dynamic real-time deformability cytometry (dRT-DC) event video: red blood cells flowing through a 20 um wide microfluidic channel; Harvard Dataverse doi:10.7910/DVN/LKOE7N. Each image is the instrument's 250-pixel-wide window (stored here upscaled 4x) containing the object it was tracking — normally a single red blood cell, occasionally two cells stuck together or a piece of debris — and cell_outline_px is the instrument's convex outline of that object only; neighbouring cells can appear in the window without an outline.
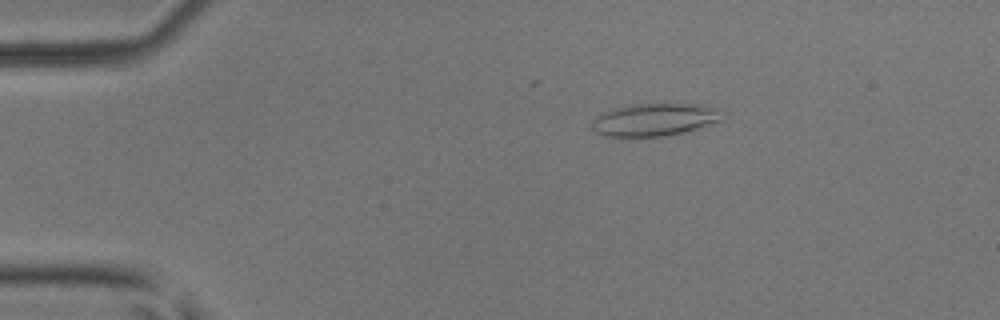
{"species": "common noctule bat (a hibernating species)", "species_latin": "Nyctalus noctula", "temperature_condition": "room temperature", "stored_images_in_passage": 45, "camera_frame_rate_fps": 3000, "um_per_image_px": 0.085, "animal": {"sex": "male", "body_mass_g": 17.9, "forearm_length_mm": 54.2}, "frame": {"image": 1, "passage_image": 8, "time_ms": 2.333, "image_size_px": [1000, 320], "cell_outline_px": [[724, 120], [684, 132], [668, 136], [604, 136], [596, 132], [592, 128], [592, 120], [596, 116], [612, 108], [632, 104], [692, 104], [720, 108]], "centroid_in_image_um": [55.65, 10.17], "position_along_channel_um": 29.4, "area_um2": 24.8}}
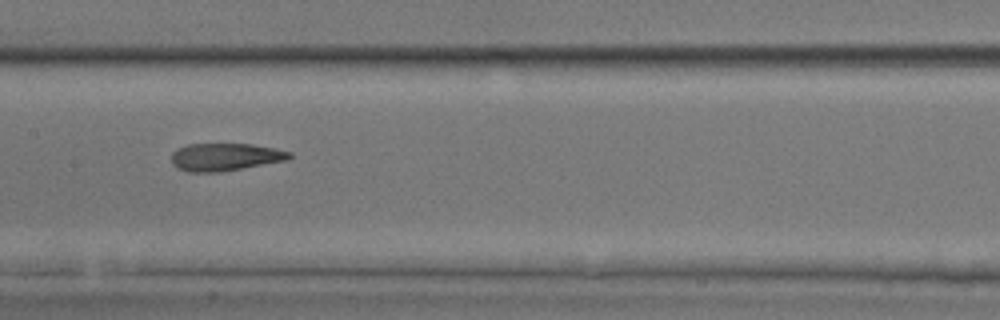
{"frame": {"image": 2, "passage_image": 25, "time_ms": 8.0, "image_size_px": [1000, 320], "cell_outline_px": [[292, 156], [288, 160], [220, 172], [188, 172], [172, 164], [172, 152], [176, 148], [188, 144], [252, 144], [276, 148], [292, 152]], "centroid_in_image_um": [19.16, 13.33], "position_along_channel_um": 188.2, "area_um2": 19.07}}
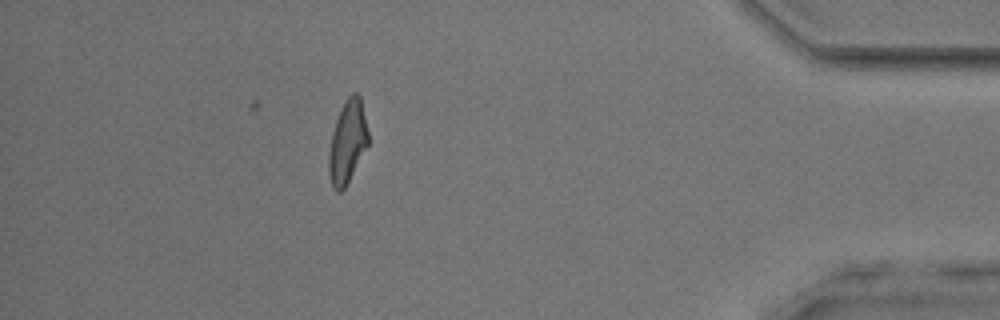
{"frame": {"image": 3, "passage_image": 45, "time_ms": 14.667, "image_size_px": [1000, 320], "cell_outline_px": [[368, 144], [344, 188], [340, 192], [336, 192], [332, 188], [328, 172], [328, 152], [332, 132], [340, 108], [348, 96], [352, 92], [356, 92], [360, 96], [368, 132]], "centroid_in_image_um": [29.5, 12.06], "position_along_channel_um": 405.7, "area_um2": 18.9}, "authors_computed_cell_mechanics": {"area_um2": 19.941, "velocity_mm_per_s": 3.9457, "shape_relaxation_time_tau1_ms": 10.1861, "shape_relaxation_time_tau2_ms": 2.597, "deformation_change_tau1": 0.309, "deformation_change_tau2": 0.1288}}